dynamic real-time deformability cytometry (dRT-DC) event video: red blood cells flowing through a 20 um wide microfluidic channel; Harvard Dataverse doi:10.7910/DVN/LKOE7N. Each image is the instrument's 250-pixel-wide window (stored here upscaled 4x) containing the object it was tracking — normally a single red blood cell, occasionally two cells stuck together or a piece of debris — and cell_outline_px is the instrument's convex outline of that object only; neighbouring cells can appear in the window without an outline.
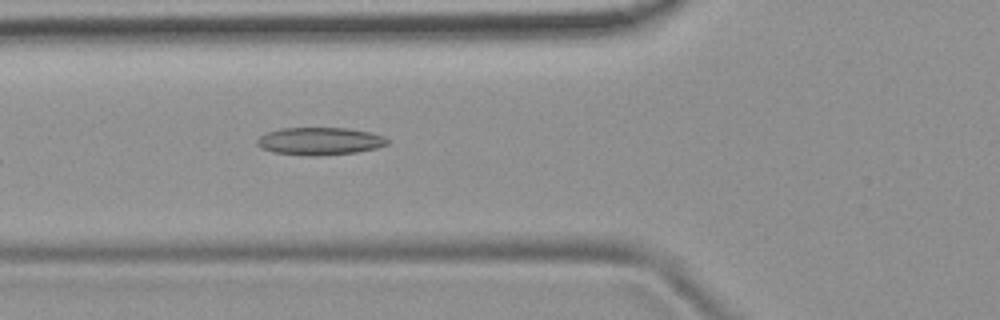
{"species": "common noctule bat (a hibernating species)", "species_latin": "Nyctalus noctula", "temperature_condition": "room temperature", "stored_images_in_passage": 6, "camera_frame_rate_fps": 3000, "um_per_image_px": 0.085, "animal": {"sex": "female", "body_mass_g": 19.9}, "frame": {"image": 1, "passage_image": 6, "time_ms": 5.667, "image_size_px": [1000, 320], "cell_outline_px": [[388, 144], [376, 148], [356, 152], [316, 156], [308, 156], [272, 152], [260, 148], [256, 144], [256, 140], [260, 136], [268, 132], [280, 128], [348, 128], [368, 132], [384, 136], [388, 140]], "centroid_in_image_um": [27.14, 12.0], "position_along_channel_um": 98.7, "area_um2": 20.98}}